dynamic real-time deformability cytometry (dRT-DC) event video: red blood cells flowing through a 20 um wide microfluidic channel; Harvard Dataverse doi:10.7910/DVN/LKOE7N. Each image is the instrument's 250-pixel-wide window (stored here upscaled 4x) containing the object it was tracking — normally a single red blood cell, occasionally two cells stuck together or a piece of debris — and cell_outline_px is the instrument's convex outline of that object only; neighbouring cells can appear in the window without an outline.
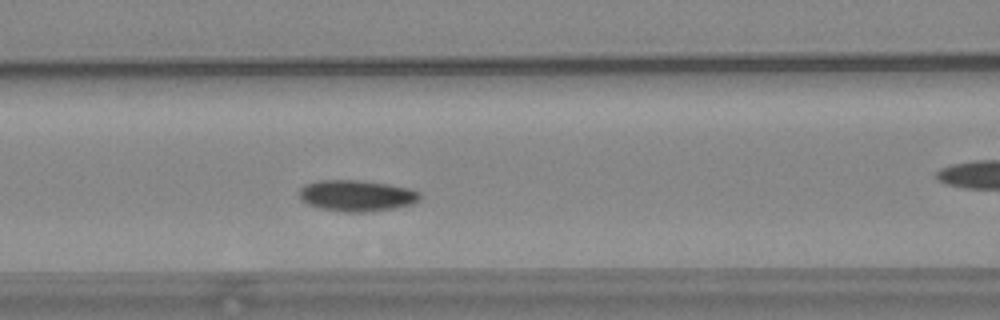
{"species": "common noctule bat (a hibernating species)", "species_latin": "Nyctalus noctula", "temperature_condition": "warm", "stored_images_in_passage": 53, "camera_frame_rate_fps": 3000, "um_per_image_px": 0.085, "animal": {"sex": "female", "body_mass_g": 24.6, "forearm_length_mm": 56.2}, "frame": {"image": 1, "passage_image": 20, "time_ms": 6.333, "image_size_px": [1000, 320], "cell_outline_px": [[420, 200], [412, 204], [392, 208], [368, 212], [344, 212], [320, 208], [308, 204], [300, 200], [300, 188], [304, 184], [316, 180], [356, 180], [388, 184], [408, 188], [420, 192]], "centroid_in_image_um": [30.29, 16.63], "position_along_channel_um": 136.3, "area_um2": 21.96}}
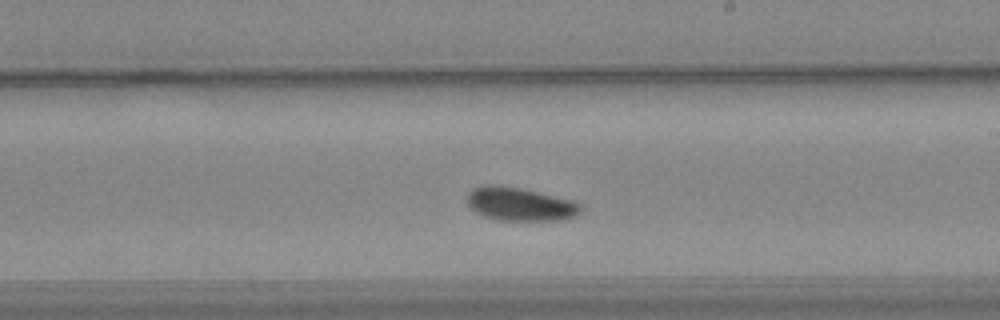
{"frame": {"image": 2, "passage_image": 29, "time_ms": 9.333, "image_size_px": [1000, 320], "cell_outline_px": [[580, 212], [576, 216], [564, 220], [496, 220], [484, 216], [476, 212], [468, 204], [468, 192], [472, 188], [480, 184], [496, 184], [520, 188], [572, 200], [580, 204]], "centroid_in_image_um": [44.17, 17.34], "position_along_channel_um": 244.8, "area_um2": 22.14}}
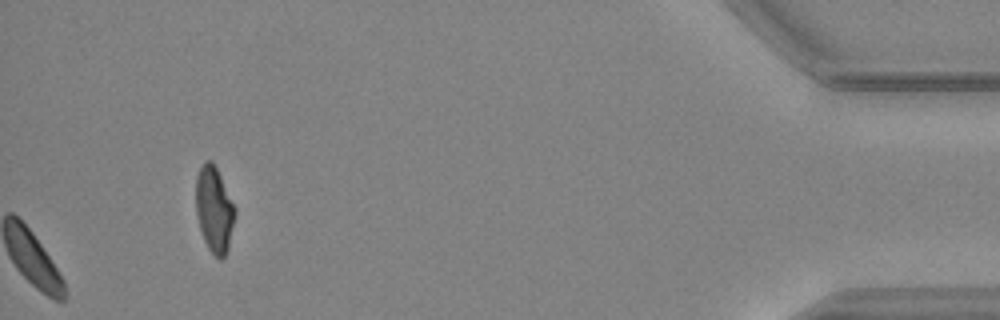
{"frame": {"image": 3, "passage_image": 53, "time_ms": 17.333, "image_size_px": [1000, 320], "cell_outline_px": [[236, 212], [228, 248], [224, 256], [220, 260], [208, 248], [204, 240], [200, 228], [196, 212], [196, 176], [204, 160], [212, 160], [236, 208]], "centroid_in_image_um": [18.2, 17.79], "position_along_channel_um": 417.0, "area_um2": 19.36}, "authors_computed_cell_mechanics": {"area_um2": 21.1548, "velocity_mm_per_s": 3.6251, "shape_relaxation_time_tau1_ms": 5.1546, "shape_relaxation_time_tau2_ms": null, "deformation_change_tau1": 0.098, "deformation_change_tau2": null}}